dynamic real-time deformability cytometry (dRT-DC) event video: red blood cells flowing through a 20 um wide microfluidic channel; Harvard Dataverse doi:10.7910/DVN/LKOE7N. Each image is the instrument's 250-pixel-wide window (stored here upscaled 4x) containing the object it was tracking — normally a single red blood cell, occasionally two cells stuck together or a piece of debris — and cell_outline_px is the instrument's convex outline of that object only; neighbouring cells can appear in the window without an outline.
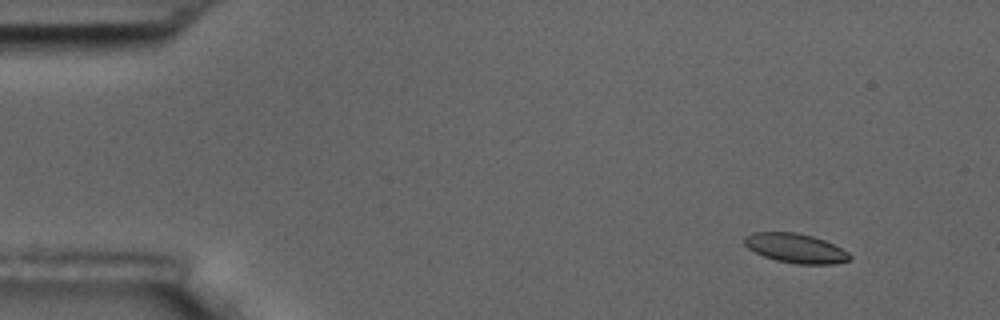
{"species": "common noctule bat (a hibernating species)", "species_latin": "Nyctalus noctula", "temperature_condition": "room temperature", "stored_images_in_passage": 4, "camera_frame_rate_fps": 3000, "um_per_image_px": 0.085, "animal": {"sex": "male", "body_mass_g": 17.5, "forearm_length_mm": 52.3}, "frame": {"image": 1, "passage_image": 1, "time_ms": 0.0, "image_size_px": [1000, 320], "cell_outline_px": [[852, 260], [836, 264], [796, 264], [776, 260], [764, 256], [748, 248], [744, 244], [744, 236], [752, 232], [796, 232], [812, 236], [824, 240], [848, 252], [852, 256]], "centroid_in_image_um": [67.63, 21.1], "position_along_channel_um": 17.4, "area_um2": 18.09}}
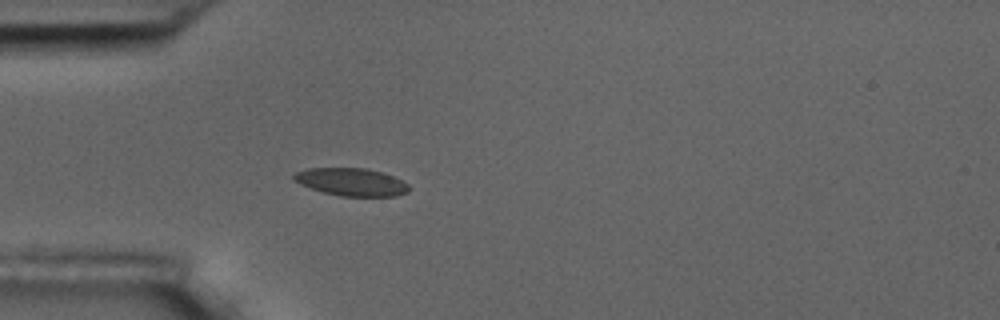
{"frame": {"image": 2, "passage_image": 4, "time_ms": 3.667, "image_size_px": [1000, 320], "cell_outline_px": [[408, 192], [396, 196], [340, 196], [324, 192], [300, 184], [292, 180], [292, 176], [296, 172], [308, 168], [364, 168], [380, 172], [392, 176], [408, 184]], "centroid_in_image_um": [29.83, 15.47], "position_along_channel_um": 55.2, "area_um2": 18.38}}